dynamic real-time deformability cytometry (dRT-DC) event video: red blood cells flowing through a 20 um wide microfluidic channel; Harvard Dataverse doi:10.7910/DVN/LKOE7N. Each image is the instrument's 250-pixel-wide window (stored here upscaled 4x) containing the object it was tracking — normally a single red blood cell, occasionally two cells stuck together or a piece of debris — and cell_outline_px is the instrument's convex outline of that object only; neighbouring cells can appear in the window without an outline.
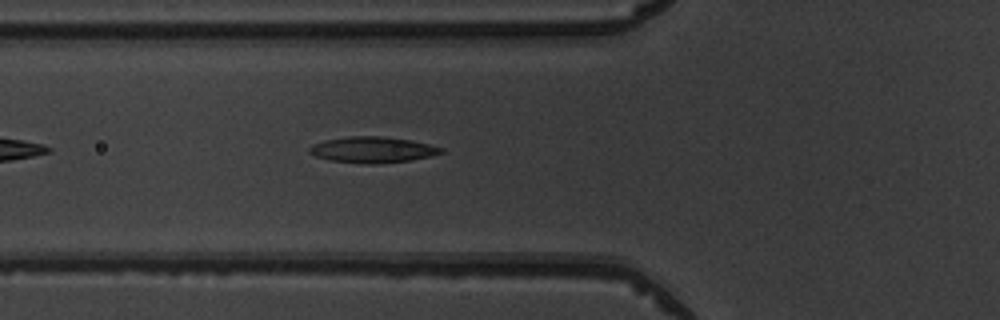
{"species": "common noctule bat (a hibernating species)", "species_latin": "Nyctalus noctula", "temperature_condition": "warm", "stored_images_in_passage": 37, "camera_frame_rate_fps": 3000, "um_per_image_px": 0.085, "animal": {"sex": "male", "body_mass_g": 19.5, "forearm_length_mm": 54.6}, "frame": {"image": 1, "passage_image": 6, "time_ms": 1.667, "image_size_px": [1000, 320], "cell_outline_px": [[444, 152], [432, 156], [412, 160], [380, 164], [364, 164], [328, 160], [316, 156], [308, 152], [308, 148], [312, 144], [324, 140], [348, 136], [380, 136], [408, 140], [428, 144], [444, 148]], "centroid_in_image_um": [31.65, 12.74], "position_along_channel_um": 94.2, "area_um2": 20.11}}
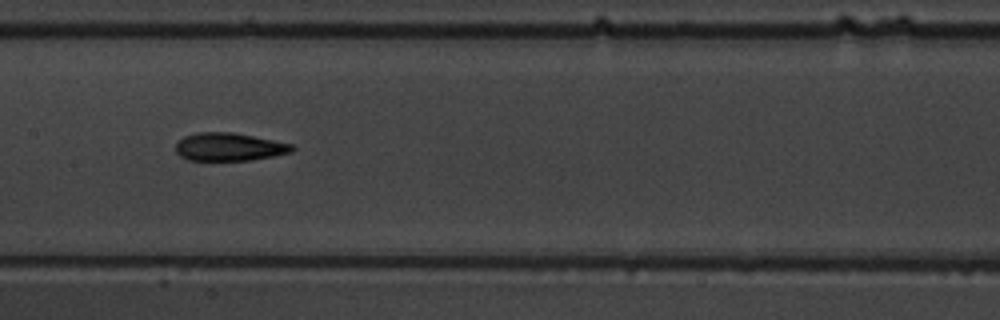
{"frame": {"image": 2, "passage_image": 13, "time_ms": 4.0, "image_size_px": [1000, 320], "cell_outline_px": [[296, 148], [292, 152], [252, 160], [188, 160], [180, 156], [176, 152], [176, 144], [184, 136], [196, 132], [232, 132], [292, 144]], "centroid_in_image_um": [19.46, 12.48], "position_along_channel_um": 187.9, "area_um2": 18.9}}
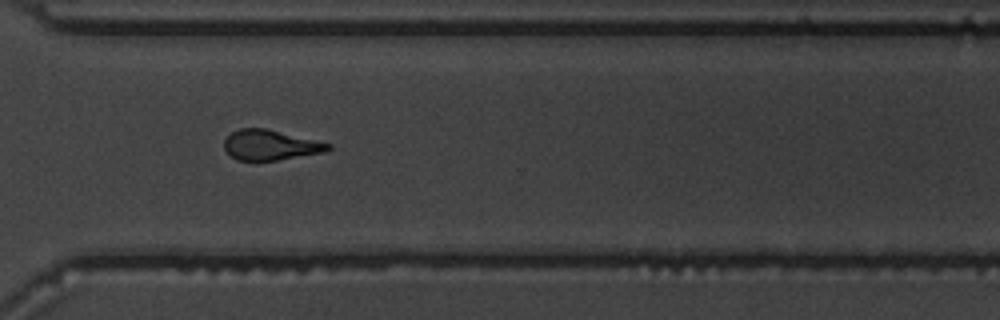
{"frame": {"image": 3, "passage_image": 25, "time_ms": 8.0, "image_size_px": [1000, 320], "cell_outline_px": [[332, 148], [328, 152], [276, 160], [236, 160], [224, 148], [224, 140], [232, 132], [240, 128], [264, 128], [332, 144]], "centroid_in_image_um": [23.01, 12.33], "position_along_channel_um": 347.6, "area_um2": 18.15}, "authors_computed_cell_mechanics": {"area_um2": 18.785, "velocity_mm_per_s": 4.0042, "shape_relaxation_time_tau1_ms": 6.3481, "shape_relaxation_time_tau2_ms": 3.847, "deformation_change_tau1": 0.176, "deformation_change_tau2": 0.151}}